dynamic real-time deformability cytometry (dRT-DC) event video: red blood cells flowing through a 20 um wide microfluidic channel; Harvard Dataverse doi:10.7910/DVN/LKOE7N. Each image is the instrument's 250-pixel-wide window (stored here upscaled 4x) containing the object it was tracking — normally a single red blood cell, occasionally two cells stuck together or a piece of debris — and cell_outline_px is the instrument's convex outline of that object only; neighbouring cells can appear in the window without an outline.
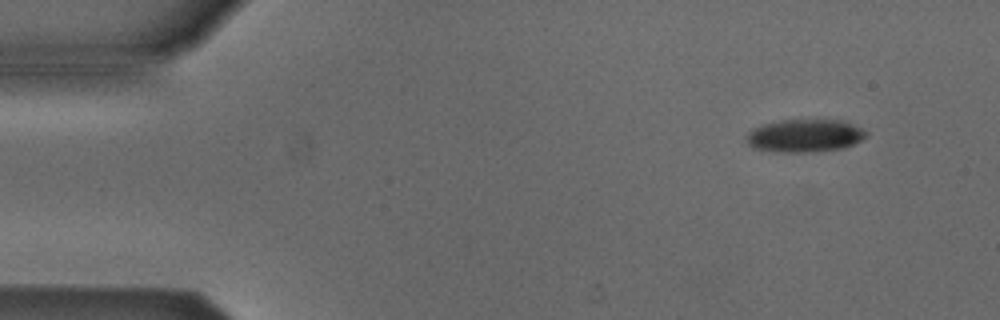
{"species": "Egyptian fruit bat (a non-hibernating species)", "species_latin": "Rousettus aegyptiacus", "temperature_condition": "cold", "stored_images_in_passage": 4, "segment_of_instrument_passage": [1, 2], "camera_frame_rate_fps": 3000, "um_per_image_px": 0.085, "animal": {"sex": "male"}, "frame": {"image": 1, "passage_image": 1, "time_ms": 0.0, "image_size_px": [1000, 320], "cell_outline_px": [[868, 132], [860, 140], [844, 148], [812, 152], [772, 152], [752, 148], [744, 140], [748, 132], [764, 124], [780, 120], [840, 120], [852, 124]], "centroid_in_image_um": [68.35, 11.55], "position_along_channel_um": 16.7, "area_um2": 22.89}}
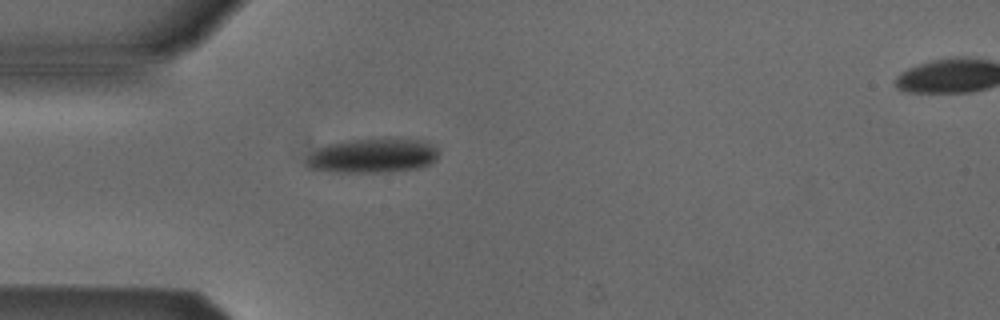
{"frame": {"image": 2, "passage_image": 3, "time_ms": 3.333, "image_size_px": [1000, 320], "cell_outline_px": [[436, 160], [428, 164], [416, 168], [388, 172], [336, 172], [308, 168], [304, 160], [316, 148], [324, 144], [352, 140], [388, 136], [400, 136], [428, 140], [436, 148]], "centroid_in_image_um": [31.69, 13.18], "position_along_channel_um": 53.3, "area_um2": 27.46}}